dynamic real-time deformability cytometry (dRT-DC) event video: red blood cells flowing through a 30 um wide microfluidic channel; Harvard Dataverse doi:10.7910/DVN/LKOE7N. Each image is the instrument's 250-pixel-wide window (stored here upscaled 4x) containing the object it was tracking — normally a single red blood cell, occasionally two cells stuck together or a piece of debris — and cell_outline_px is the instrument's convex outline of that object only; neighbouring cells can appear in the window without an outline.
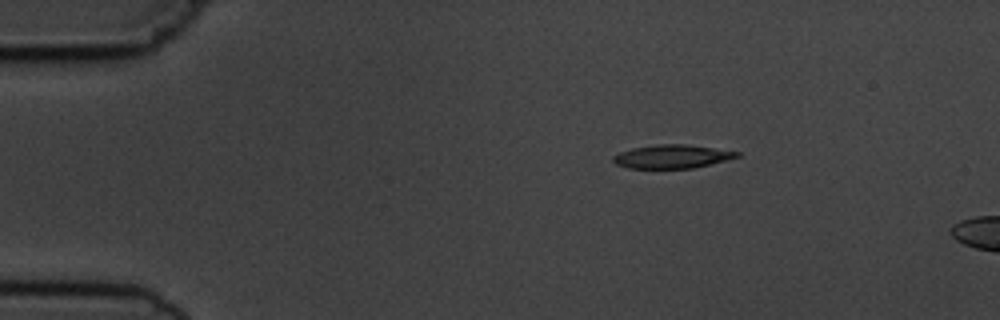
{"species": "common noctule bat (a hibernating species)", "species_latin": "Nyctalus noctula", "temperature_condition": "cold", "stored_images_in_passage": 3, "camera_frame_rate_fps": 3000, "um_per_image_px": 0.085, "animal": {"sex": "male", "body_mass_g": 19.5, "forearm_length_mm": 54.6}, "frame": {"image": 1, "passage_image": 1, "time_ms": 0.0, "image_size_px": [1000, 320], "cell_outline_px": [[740, 156], [728, 160], [692, 168], [628, 168], [616, 164], [612, 160], [612, 156], [620, 152], [632, 148], [656, 144], [688, 144], [740, 152]], "centroid_in_image_um": [57.12, 13.3], "position_along_channel_um": 27.9, "area_um2": 16.99}}